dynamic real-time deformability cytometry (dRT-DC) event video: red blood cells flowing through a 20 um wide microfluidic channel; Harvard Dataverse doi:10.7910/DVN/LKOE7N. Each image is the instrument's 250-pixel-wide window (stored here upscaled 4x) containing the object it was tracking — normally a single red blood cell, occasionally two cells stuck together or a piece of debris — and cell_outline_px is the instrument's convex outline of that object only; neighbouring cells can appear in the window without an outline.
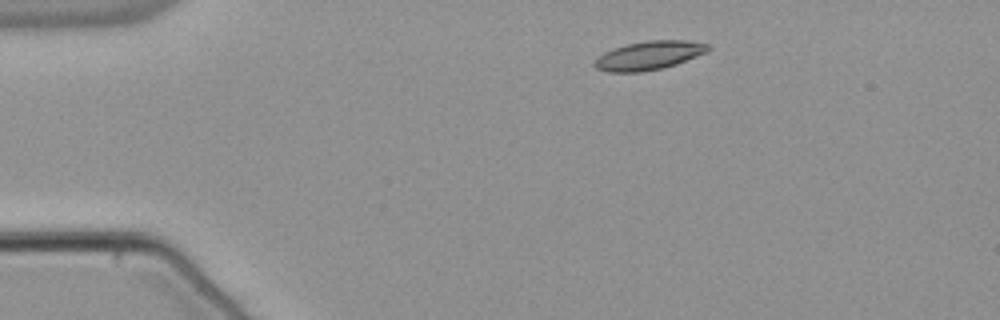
{"species": "common noctule bat (a hibernating species)", "species_latin": "Nyctalus noctula", "temperature_condition": "warm", "stored_images_in_passage": 45, "camera_frame_rate_fps": 3000, "um_per_image_px": 0.085, "animal": {"sex": "male", "body_mass_g": 21.5, "forearm_length_mm": 52.0}, "frame": {"image": 1, "passage_image": 1, "time_ms": 0.0, "image_size_px": [1000, 320], "cell_outline_px": [[712, 48], [708, 52], [676, 64], [664, 68], [640, 72], [604, 72], [596, 68], [592, 64], [596, 56], [612, 48], [624, 44], [648, 40], [688, 40], [708, 44]], "centroid_in_image_um": [55.13, 4.71], "position_along_channel_um": 29.9, "area_um2": 19.42}}
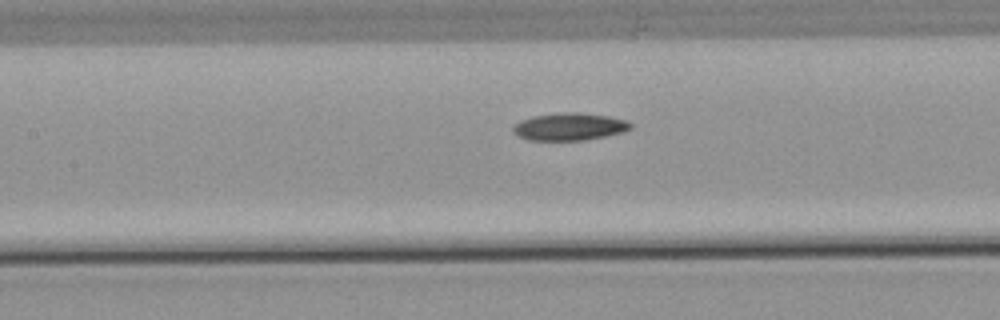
{"frame": {"image": 2, "passage_image": 16, "time_ms": 5.0, "image_size_px": [1000, 320], "cell_outline_px": [[632, 128], [620, 132], [604, 136], [584, 140], [528, 140], [520, 136], [512, 128], [520, 120], [532, 116], [560, 112], [580, 112], [608, 116], [624, 120], [632, 124]], "centroid_in_image_um": [48.39, 10.75], "position_along_channel_um": 159.0, "area_um2": 18.55}}
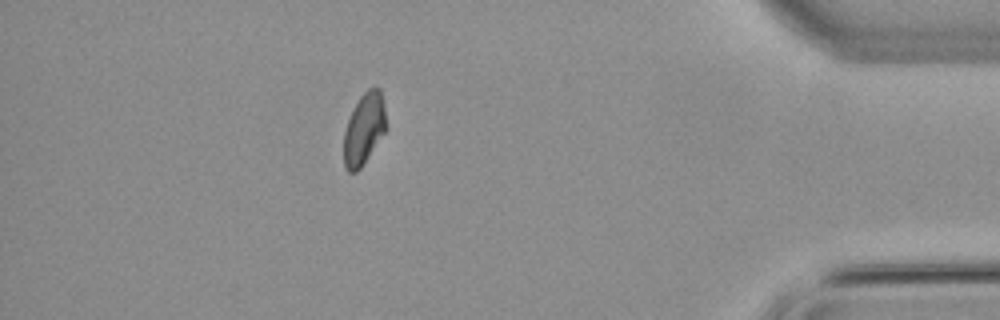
{"frame": {"image": 3, "passage_image": 39, "time_ms": 12.667, "image_size_px": [1000, 320], "cell_outline_px": [[388, 128], [360, 168], [356, 172], [348, 172], [344, 168], [344, 132], [348, 120], [360, 96], [368, 88], [376, 84], [380, 88], [384, 104]], "centroid_in_image_um": [30.97, 10.92], "position_along_channel_um": 404.2, "area_um2": 17.8}}